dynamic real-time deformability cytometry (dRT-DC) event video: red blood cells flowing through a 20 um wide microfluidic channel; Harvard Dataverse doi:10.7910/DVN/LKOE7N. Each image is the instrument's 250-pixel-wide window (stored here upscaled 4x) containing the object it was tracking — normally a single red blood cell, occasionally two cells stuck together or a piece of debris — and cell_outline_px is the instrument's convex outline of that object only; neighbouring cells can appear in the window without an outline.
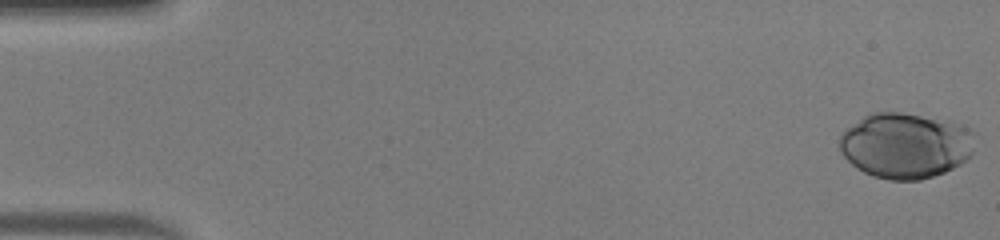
{"species": "human", "species_latin": "Homo sapiens", "temperature_condition": "warm", "stored_images_in_passage": 50, "camera_frame_rate_fps": 3000, "um_per_image_px": 0.085, "donor": {"sex": "male"}, "frame": {"image": 1, "passage_image": 1, "time_ms": 0.0, "image_size_px": [1000, 240], "cell_outline_px": [[976, 132], [972, 152], [960, 164], [944, 172], [920, 180], [888, 180], [872, 176], [856, 168], [840, 152], [840, 132], [864, 116], [872, 112], [900, 112], [952, 120], [972, 128]], "centroid_in_image_um": [76.99, 12.34], "position_along_channel_um": 8.0, "area_um2": 52.31}}
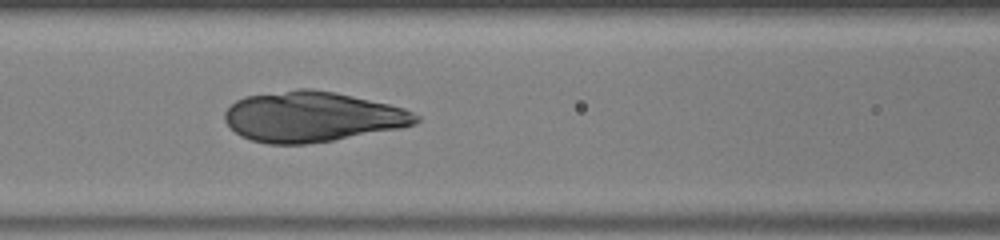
{"frame": {"image": 2, "passage_image": 22, "time_ms": 7.0, "image_size_px": [1000, 240], "cell_outline_px": [[420, 120], [416, 124], [400, 128], [332, 140], [304, 144], [268, 144], [252, 140], [240, 136], [224, 120], [224, 112], [236, 100], [244, 96], [300, 88], [312, 88], [336, 92], [388, 104], [404, 108], [420, 116]], "centroid_in_image_um": [26.53, 9.91], "position_along_channel_um": 140.1, "area_um2": 55.95}}
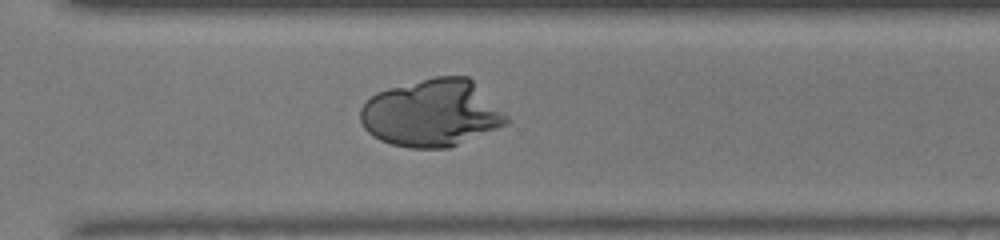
{"frame": {"image": 3, "passage_image": 36, "time_ms": 11.667, "image_size_px": [1000, 240], "cell_outline_px": [[512, 120], [508, 124], [448, 148], [408, 148], [392, 144], [380, 140], [372, 136], [364, 128], [360, 120], [360, 108], [376, 92], [388, 88], [436, 76], [468, 76]], "centroid_in_image_um": [36.69, 9.62], "position_along_channel_um": 333.9, "area_um2": 57.11}}